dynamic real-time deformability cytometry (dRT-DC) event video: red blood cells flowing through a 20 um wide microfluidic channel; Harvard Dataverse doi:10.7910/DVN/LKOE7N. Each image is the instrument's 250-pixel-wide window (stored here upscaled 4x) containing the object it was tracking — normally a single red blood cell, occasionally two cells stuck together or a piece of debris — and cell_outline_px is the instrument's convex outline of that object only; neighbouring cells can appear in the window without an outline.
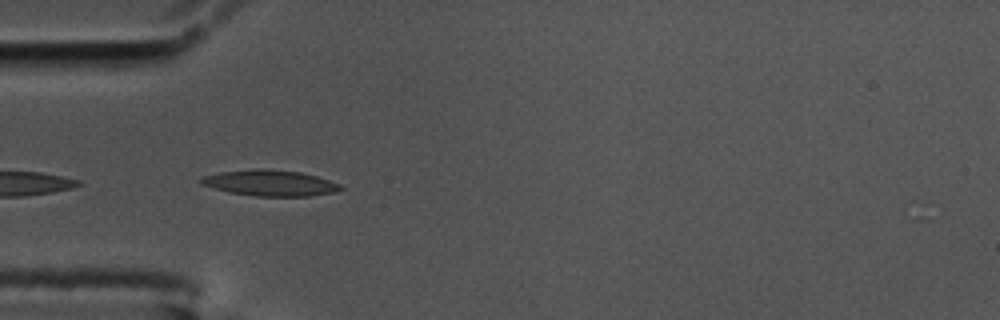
{"species": "common noctule bat (a hibernating species)", "species_latin": "Nyctalus noctula", "temperature_condition": "cold", "stored_images_in_passage": 8, "camera_frame_rate_fps": 3000, "um_per_image_px": 0.085, "animal": {"sex": "male", "body_mass_g": 17.5, "forearm_length_mm": 52.3}, "frame": {"image": 1, "passage_image": 2, "time_ms": 0.333, "image_size_px": [1000, 320], "cell_outline_px": [[344, 188], [332, 192], [308, 196], [256, 196], [228, 192], [200, 184], [196, 180], [200, 176], [220, 172], [256, 168], [264, 168], [300, 172], [316, 176], [340, 184]], "centroid_in_image_um": [22.86, 15.54], "position_along_channel_um": 62.1, "area_um2": 21.15}}